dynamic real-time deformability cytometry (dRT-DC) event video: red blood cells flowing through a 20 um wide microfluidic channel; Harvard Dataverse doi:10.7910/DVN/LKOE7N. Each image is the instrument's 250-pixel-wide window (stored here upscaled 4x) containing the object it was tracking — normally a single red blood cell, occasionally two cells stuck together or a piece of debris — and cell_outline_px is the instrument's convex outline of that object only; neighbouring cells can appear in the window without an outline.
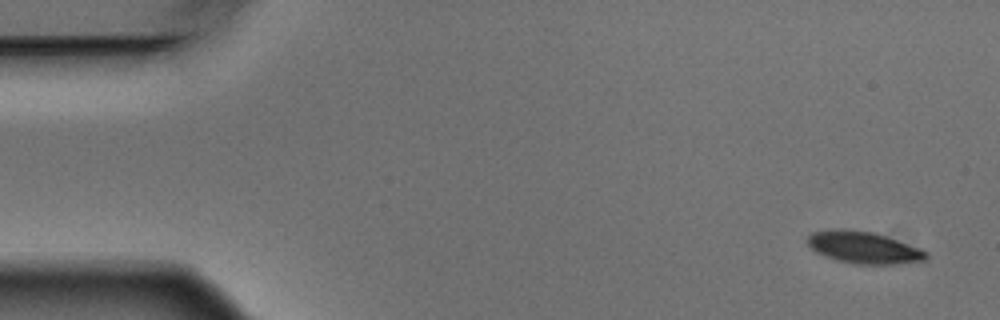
{"species": "Egyptian fruit bat (a non-hibernating species)", "species_latin": "Rousettus aegyptiacus", "temperature_condition": "warm", "stored_images_in_passage": 9, "camera_frame_rate_fps": 3000, "um_per_image_px": 0.085, "animal": {"sex": "male"}, "frame": {"image": 1, "passage_image": 1, "time_ms": 0.0, "image_size_px": [1000, 320], "cell_outline_px": [[928, 256], [924, 260], [896, 264], [852, 264], [836, 260], [816, 252], [808, 244], [808, 236], [812, 232], [844, 228], [876, 232], [920, 248], [928, 252]], "centroid_in_image_um": [73.43, 21.03], "position_along_channel_um": 11.6, "area_um2": 22.14}}
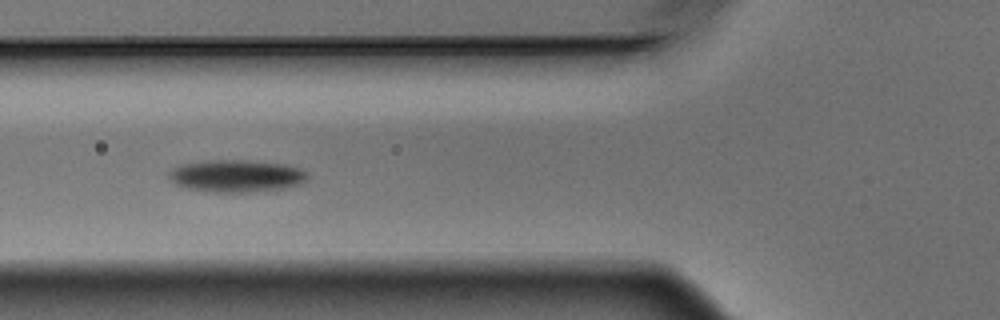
{"frame": {"image": 2, "passage_image": 6, "time_ms": 1.667, "image_size_px": [1000, 320], "cell_outline_px": [[308, 180], [300, 184], [276, 192], [212, 192], [188, 188], [176, 184], [168, 176], [168, 172], [172, 168], [180, 164], [208, 160], [248, 160], [288, 164], [300, 168], [308, 172]], "centroid_in_image_um": [20.19, 14.96], "position_along_channel_um": 105.6, "area_um2": 26.82}}
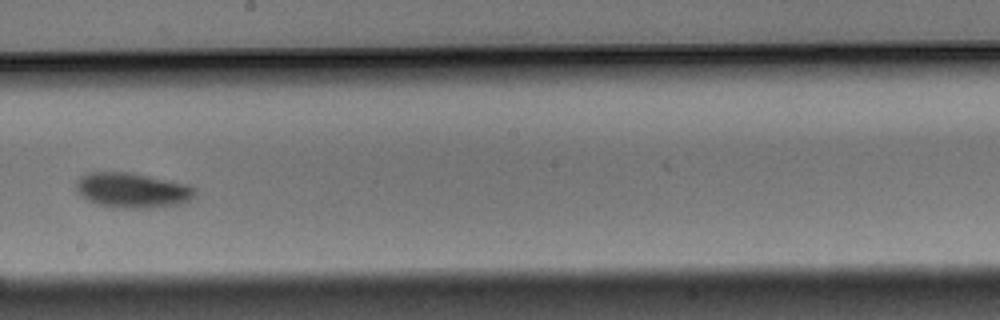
{"frame": {"image": 3, "passage_image": 9, "time_ms": 2.667, "image_size_px": [1000, 320], "cell_outline_px": [[196, 196], [180, 204], [152, 208], [112, 208], [96, 204], [80, 196], [76, 192], [76, 180], [80, 176], [88, 172], [132, 172], [188, 184], [196, 188]], "centroid_in_image_um": [11.23, 16.17], "position_along_channel_um": 237.0, "area_um2": 24.8}}